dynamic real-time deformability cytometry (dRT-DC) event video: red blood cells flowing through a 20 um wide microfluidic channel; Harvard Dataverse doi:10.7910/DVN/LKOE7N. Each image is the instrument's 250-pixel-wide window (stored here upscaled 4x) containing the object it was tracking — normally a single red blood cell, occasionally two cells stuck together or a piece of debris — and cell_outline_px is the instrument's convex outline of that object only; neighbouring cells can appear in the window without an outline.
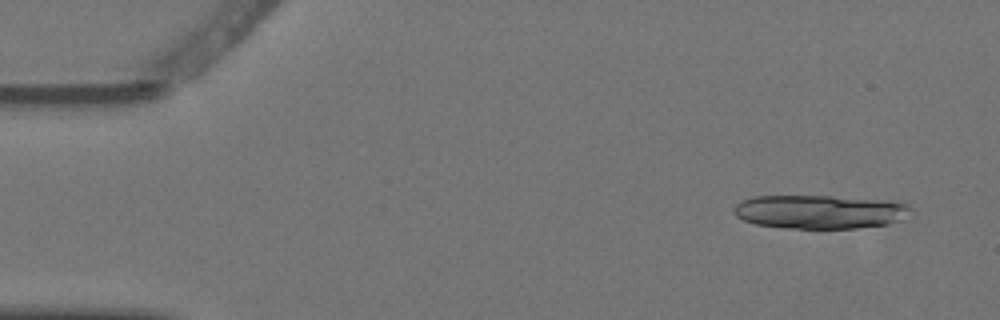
{"species": "Egyptian fruit bat (a non-hibernating species)", "species_latin": "Rousettus aegyptiacus", "temperature_condition": "warm", "stored_images_in_passage": 5, "camera_frame_rate_fps": 3000, "um_per_image_px": 0.085, "animal": {"sex": "female"}, "frame": {"image": 1, "passage_image": 1, "time_ms": 0.0, "image_size_px": [1000, 320], "cell_outline_px": [[912, 208], [900, 220], [888, 224], [856, 228], [784, 228], [756, 224], [744, 220], [736, 216], [732, 212], [732, 208], [740, 200], [752, 196], [832, 196], [900, 200], [908, 204]], "centroid_in_image_um": [69.68, 17.98], "position_along_channel_um": 15.3, "area_um2": 35.26}}
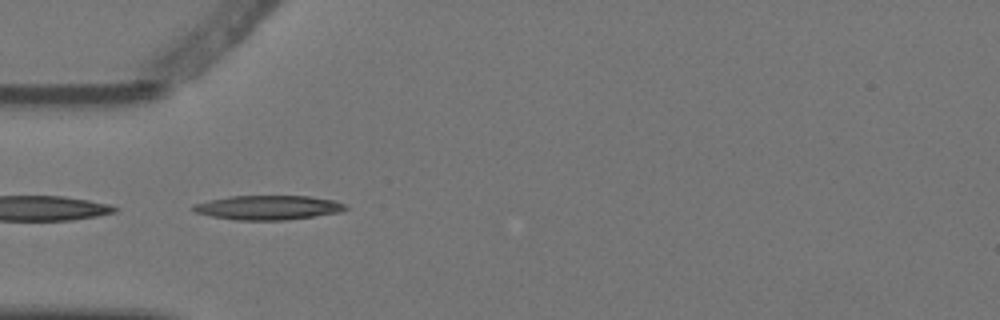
{"frame": {"image": 2, "passage_image": 4, "time_ms": 1.0, "image_size_px": [1000, 320], "cell_outline_px": [[348, 208], [340, 212], [288, 220], [236, 220], [212, 216], [196, 212], [188, 208], [192, 204], [208, 200], [228, 196], [308, 196], [336, 200], [348, 204]], "centroid_in_image_um": [22.79, 17.63], "position_along_channel_um": 62.2, "area_um2": 21.85}}